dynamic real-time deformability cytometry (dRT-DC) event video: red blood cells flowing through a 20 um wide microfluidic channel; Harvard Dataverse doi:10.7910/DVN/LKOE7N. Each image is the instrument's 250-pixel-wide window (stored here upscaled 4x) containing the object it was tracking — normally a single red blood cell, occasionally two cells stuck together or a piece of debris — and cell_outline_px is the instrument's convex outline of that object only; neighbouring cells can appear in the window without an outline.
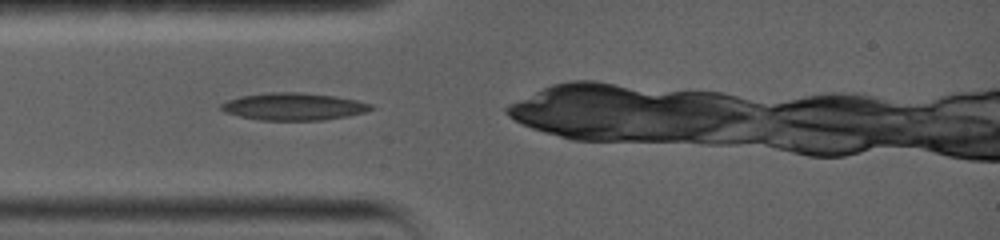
{"species": "common noctule bat (a hibernating species)", "species_latin": "Nyctalus noctula", "temperature_condition": "warm", "stored_images_in_passage": 13, "camera_frame_rate_fps": 5000, "um_per_image_px": 0.085, "animal": {"sex": "female", "body_mass_g": 19.0, "forearm_length_mm": 56.7}, "frame": {"image": 1, "passage_image": 1, "time_ms": 0.0, "image_size_px": [1000, 240], "cell_outline_px": [[376, 108], [364, 112], [348, 116], [324, 120], [260, 120], [240, 116], [224, 112], [220, 108], [220, 104], [228, 100], [240, 96], [268, 92], [300, 92], [336, 96], [356, 100], [372, 104]], "centroid_in_image_um": [24.97, 9.05], "position_along_channel_um": 60.0, "area_um2": 23.93}}
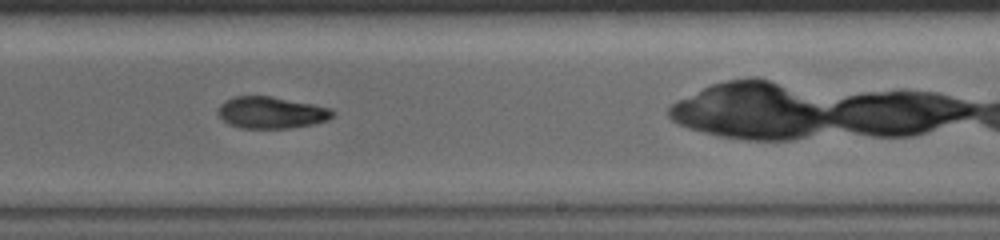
{"frame": {"image": 2, "passage_image": 6, "time_ms": 5.4, "image_size_px": [1000, 240], "cell_outline_px": [[336, 112], [328, 120], [312, 124], [288, 128], [240, 128], [228, 124], [216, 112], [220, 104], [224, 100], [236, 96], [272, 96], [332, 108]], "centroid_in_image_um": [23.05, 9.56], "position_along_channel_um": 266.0, "area_um2": 21.27}}
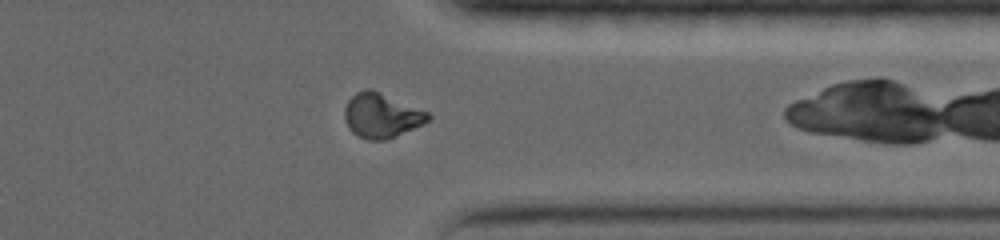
{"frame": {"image": 3, "passage_image": 9, "time_ms": 8.4, "image_size_px": [1000, 240], "cell_outline_px": [[432, 116], [424, 124], [396, 136], [384, 140], [368, 140], [356, 136], [348, 128], [344, 120], [344, 108], [348, 100], [356, 92], [364, 88], [372, 88], [428, 112]], "centroid_in_image_um": [32.39, 9.81], "position_along_channel_um": 379.0, "area_um2": 21.96}}